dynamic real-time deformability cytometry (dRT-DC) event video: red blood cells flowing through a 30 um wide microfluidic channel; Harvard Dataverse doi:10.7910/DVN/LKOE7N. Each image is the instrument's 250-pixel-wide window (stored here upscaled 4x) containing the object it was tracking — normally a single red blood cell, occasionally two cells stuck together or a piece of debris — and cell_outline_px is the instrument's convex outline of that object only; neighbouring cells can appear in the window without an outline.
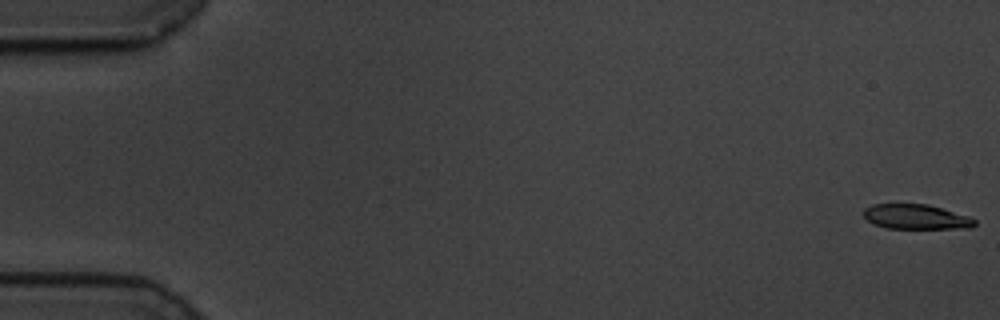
{"species": "common noctule bat (a hibernating species)", "species_latin": "Nyctalus noctula", "temperature_condition": "cold", "stored_images_in_passage": 59, "camera_frame_rate_fps": 3000, "um_per_image_px": 0.085, "animal": {"sex": "male", "body_mass_g": 19.5, "forearm_length_mm": 54.6}, "frame": {"image": 1, "passage_image": 1, "time_ms": 0.0, "image_size_px": [1000, 320], "cell_outline_px": [[976, 224], [972, 228], [888, 228], [872, 224], [864, 216], [864, 208], [872, 204], [928, 204], [972, 216], [976, 220]], "centroid_in_image_um": [77.91, 18.42], "position_along_channel_um": 7.1, "area_um2": 16.24}}
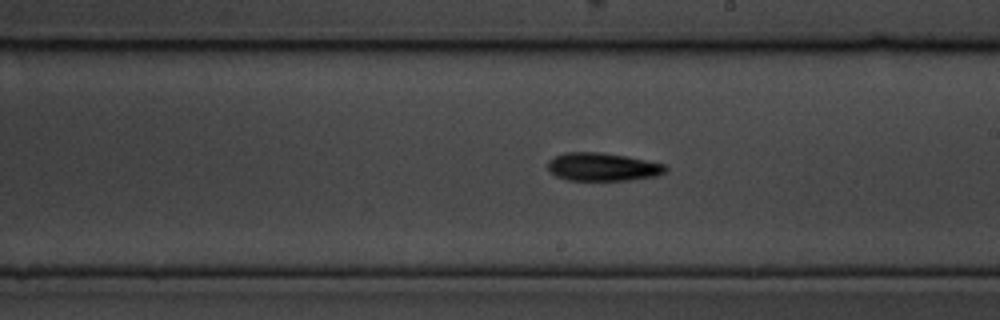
{"frame": {"image": 2, "passage_image": 34, "time_ms": 11.0, "image_size_px": [1000, 320], "cell_outline_px": [[668, 172], [656, 176], [632, 180], [568, 180], [556, 176], [548, 168], [548, 160], [564, 152], [596, 152], [624, 156], [664, 164], [668, 168]], "centroid_in_image_um": [51.24, 14.19], "position_along_channel_um": 237.8, "area_um2": 19.19}}
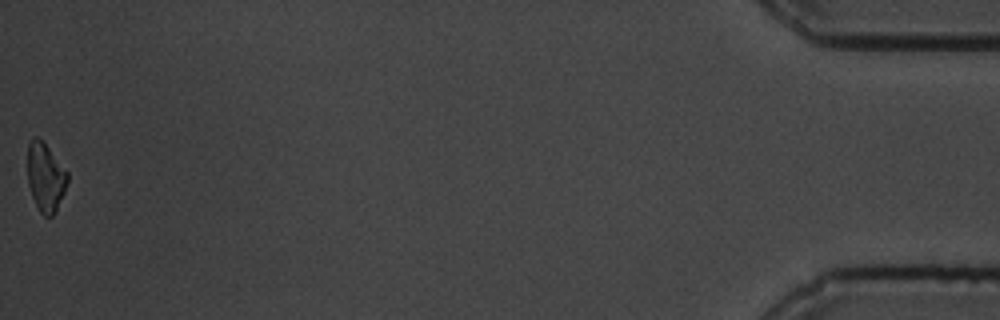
{"frame": {"image": 3, "passage_image": 59, "time_ms": 19.333, "image_size_px": [1000, 320], "cell_outline_px": [[68, 180], [64, 192], [52, 216], [44, 216], [40, 212], [32, 196], [28, 184], [28, 144], [32, 136], [36, 136], [48, 148], [68, 172]], "centroid_in_image_um": [3.85, 15.05], "position_along_channel_um": 431.3, "area_um2": 15.61}, "authors_computed_cell_mechanics": {"area_um2": 17.918, "velocity_mm_per_s": 3.4487, "shape_relaxation_time_tau1_ms": 3.7699, "shape_relaxation_time_tau2_ms": null, "deformation_change_tau1": 0.1649, "deformation_change_tau2": null}}